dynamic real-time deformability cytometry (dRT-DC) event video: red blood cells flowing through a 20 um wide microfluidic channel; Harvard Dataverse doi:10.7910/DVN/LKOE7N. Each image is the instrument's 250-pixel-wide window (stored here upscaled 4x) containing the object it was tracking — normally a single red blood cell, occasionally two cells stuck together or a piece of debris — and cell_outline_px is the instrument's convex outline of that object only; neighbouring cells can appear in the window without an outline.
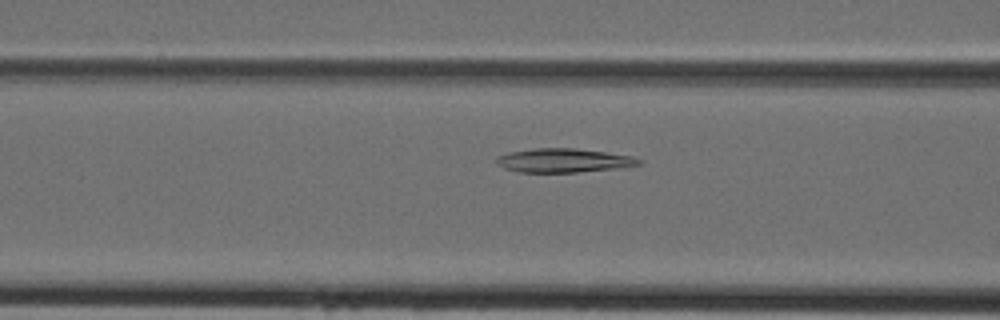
{"species": "Egyptian fruit bat (a non-hibernating species)", "species_latin": "Rousettus aegyptiacus", "temperature_condition": "cold", "stored_images_in_passage": 44, "camera_frame_rate_fps": 3000, "um_per_image_px": 0.085, "animal": {"sex": "female"}, "frame": {"image": 1, "passage_image": 18, "time_ms": 5.667, "image_size_px": [1000, 320], "cell_outline_px": [[644, 164], [628, 168], [576, 172], [520, 172], [504, 168], [496, 164], [496, 156], [508, 152], [536, 148], [576, 148], [632, 156], [644, 160]], "centroid_in_image_um": [47.98, 13.64], "position_along_channel_um": 118.6, "area_um2": 20.23}}
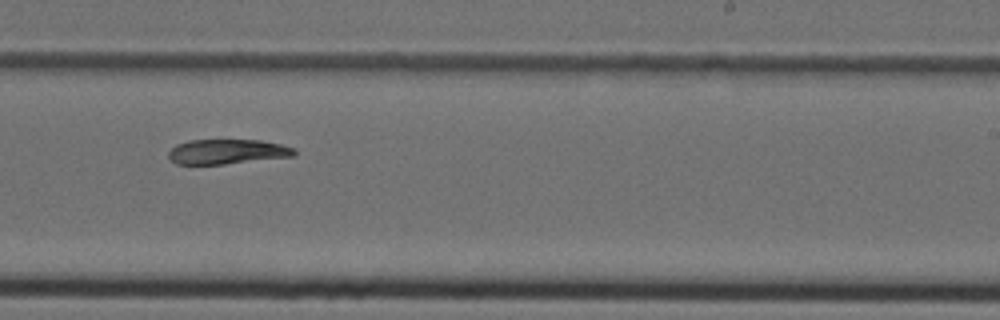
{"frame": {"image": 2, "passage_image": 28, "time_ms": 9.0, "image_size_px": [1000, 320], "cell_outline_px": [[296, 152], [292, 156], [224, 164], [176, 164], [168, 156], [168, 152], [176, 144], [188, 140], [260, 140], [280, 144], [296, 148]], "centroid_in_image_um": [19.29, 12.88], "position_along_channel_um": 269.7, "area_um2": 18.09}}
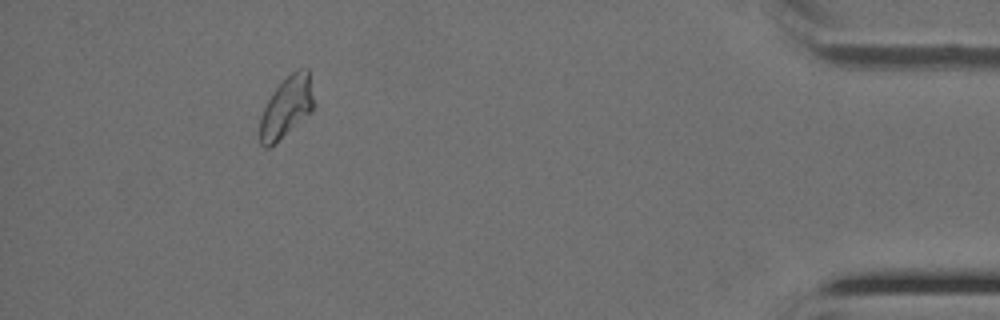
{"frame": {"image": 3, "passage_image": 41, "time_ms": 13.333, "image_size_px": [1000, 320], "cell_outline_px": [[316, 104], [312, 112], [276, 144], [268, 148], [264, 148], [260, 144], [260, 120], [264, 108], [272, 92], [292, 72], [300, 68], [308, 68]], "centroid_in_image_um": [24.39, 9.13], "position_along_channel_um": 410.8, "area_um2": 19.48}}